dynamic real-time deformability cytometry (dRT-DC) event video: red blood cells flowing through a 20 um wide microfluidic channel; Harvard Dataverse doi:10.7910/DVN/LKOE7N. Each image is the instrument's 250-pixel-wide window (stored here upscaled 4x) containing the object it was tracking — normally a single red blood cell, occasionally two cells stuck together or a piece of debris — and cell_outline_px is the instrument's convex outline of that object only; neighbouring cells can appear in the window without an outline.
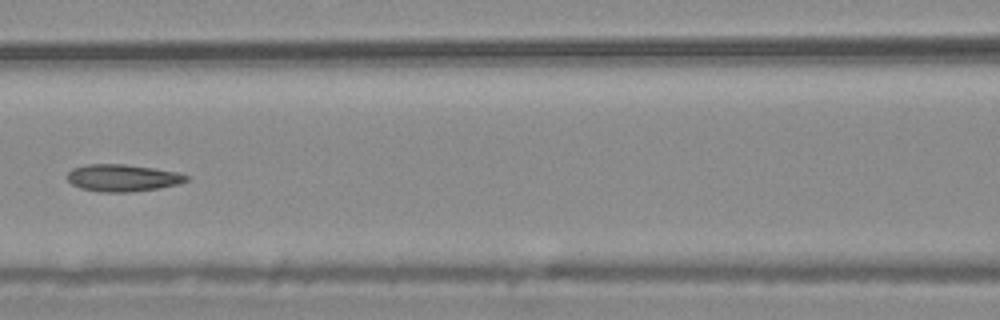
{"species": "common noctule bat (a hibernating species)", "species_latin": "Nyctalus noctula", "temperature_condition": "warm", "stored_images_in_passage": 6, "camera_frame_rate_fps": 3000, "um_per_image_px": 0.085, "animal": {"sex": "male", "body_mass_g": 20.4}, "frame": {"image": 1, "passage_image": 6, "time_ms": 1.667, "image_size_px": [1000, 320], "cell_outline_px": [[192, 176], [188, 180], [180, 184], [132, 192], [100, 192], [80, 188], [72, 184], [68, 180], [68, 172], [72, 168], [88, 164], [124, 164], [180, 172]], "centroid_in_image_um": [10.46, 15.12], "position_along_channel_um": 156.1, "area_um2": 18.9}}